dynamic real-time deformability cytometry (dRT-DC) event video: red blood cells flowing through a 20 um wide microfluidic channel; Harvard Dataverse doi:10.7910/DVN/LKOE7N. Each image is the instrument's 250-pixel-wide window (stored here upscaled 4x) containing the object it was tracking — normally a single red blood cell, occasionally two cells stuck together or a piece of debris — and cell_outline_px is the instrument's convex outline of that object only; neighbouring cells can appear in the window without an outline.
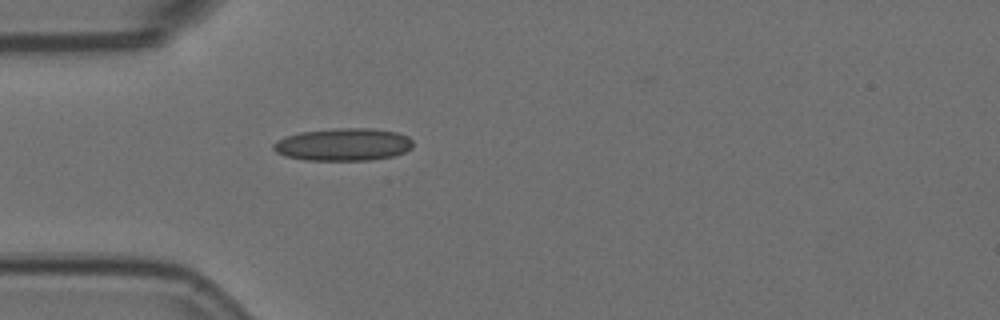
{"species": "Egyptian fruit bat (a non-hibernating species)", "species_latin": "Rousettus aegyptiacus", "temperature_condition": "room temperature", "stored_images_in_passage": 1, "camera_frame_rate_fps": 3000, "um_per_image_px": 0.085, "animal": {"sex": "female"}, "frame": {"image": 1, "passage_image": 1, "time_ms": 0.0, "image_size_px": [1000, 320], "cell_outline_px": [[412, 148], [396, 156], [372, 160], [304, 160], [284, 156], [276, 152], [272, 148], [272, 144], [276, 140], [300, 132], [336, 128], [372, 128], [396, 132], [408, 136], [412, 140]], "centroid_in_image_um": [29.18, 12.29], "position_along_channel_um": 55.8, "area_um2": 26.7}}